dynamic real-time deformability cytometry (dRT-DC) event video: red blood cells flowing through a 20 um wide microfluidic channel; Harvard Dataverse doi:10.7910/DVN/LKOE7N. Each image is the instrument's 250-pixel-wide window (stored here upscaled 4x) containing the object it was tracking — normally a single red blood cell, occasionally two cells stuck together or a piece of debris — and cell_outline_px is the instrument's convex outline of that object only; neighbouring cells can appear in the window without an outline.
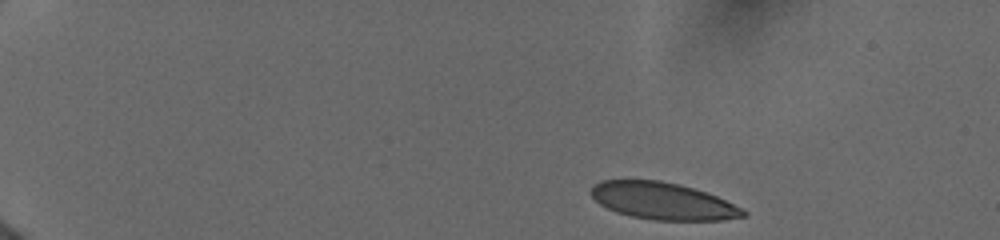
{"species": "human", "species_latin": "Homo sapiens", "temperature_condition": "cold", "stored_images_in_passage": 6, "camera_frame_rate_fps": 3000, "um_per_image_px": 0.085, "donor": {"sex": "female"}, "frame": {"image": 1, "passage_image": 1, "time_ms": 0.0, "image_size_px": [1000, 240], "cell_outline_px": [[748, 212], [744, 216], [724, 220], [652, 220], [632, 216], [616, 212], [600, 204], [592, 196], [592, 184], [600, 180], [660, 180], [680, 184], [716, 196]], "centroid_in_image_um": [56.31, 17.08], "position_along_channel_um": 28.7, "area_um2": 32.54}}
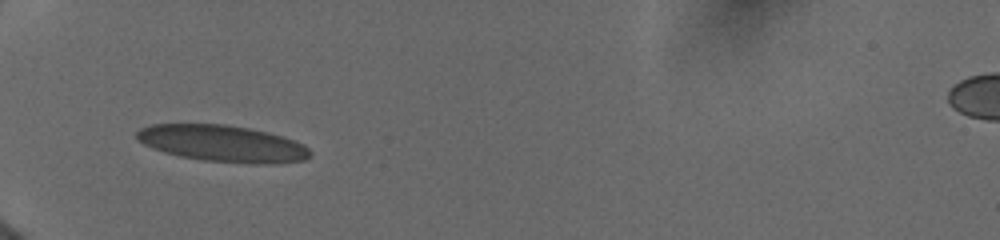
{"frame": {"image": 2, "passage_image": 5, "time_ms": 3.667, "image_size_px": [1000, 240], "cell_outline_px": [[312, 156], [304, 160], [272, 164], [256, 164], [204, 160], [180, 156], [164, 152], [152, 148], [136, 140], [136, 132], [140, 128], [152, 124], [228, 124], [268, 132], [304, 144], [312, 152]], "centroid_in_image_um": [18.91, 12.2], "position_along_channel_um": 66.1, "area_um2": 37.05}}